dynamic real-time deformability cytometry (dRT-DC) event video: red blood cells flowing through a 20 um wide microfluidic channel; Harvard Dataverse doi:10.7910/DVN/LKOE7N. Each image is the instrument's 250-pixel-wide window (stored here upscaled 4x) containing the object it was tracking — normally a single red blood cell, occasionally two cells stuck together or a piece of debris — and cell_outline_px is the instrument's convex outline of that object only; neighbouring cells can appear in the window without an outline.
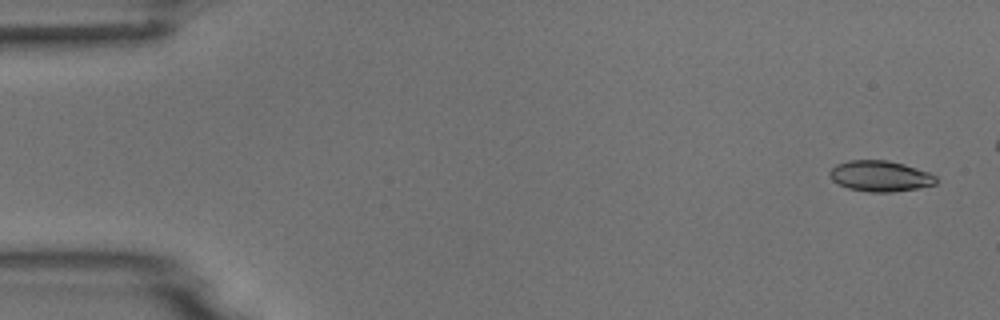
{"species": "common noctule bat (a hibernating species)", "species_latin": "Nyctalus noctula", "temperature_condition": "room temperature", "stored_images_in_passage": 5, "camera_frame_rate_fps": 3000, "um_per_image_px": 0.085, "animal": {"sex": "male", "body_mass_g": 18.8}, "frame": {"image": 1, "passage_image": 1, "time_ms": 0.0, "image_size_px": [1000, 320], "cell_outline_px": [[936, 184], [916, 188], [892, 192], [868, 192], [848, 188], [832, 180], [828, 176], [828, 172], [836, 164], [848, 160], [888, 160], [904, 164], [928, 172], [936, 176]], "centroid_in_image_um": [74.78, 14.96], "position_along_channel_um": 10.2, "area_um2": 19.07}}